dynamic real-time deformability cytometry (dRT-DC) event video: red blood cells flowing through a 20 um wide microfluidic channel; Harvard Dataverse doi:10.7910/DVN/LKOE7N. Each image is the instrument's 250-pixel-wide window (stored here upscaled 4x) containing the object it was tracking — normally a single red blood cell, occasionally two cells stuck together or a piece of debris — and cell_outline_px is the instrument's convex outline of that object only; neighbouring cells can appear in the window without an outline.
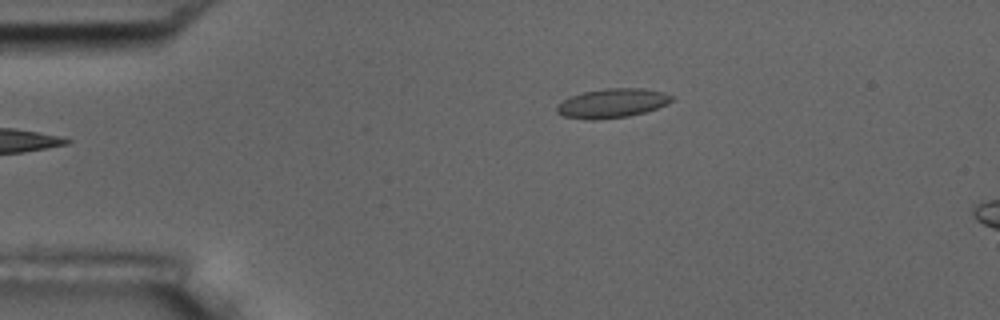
{"species": "common noctule bat (a hibernating species)", "species_latin": "Nyctalus noctula", "temperature_condition": "room temperature", "stored_images_in_passage": 4, "camera_frame_rate_fps": 3000, "um_per_image_px": 0.085, "animal": {"sex": "male", "body_mass_g": 17.5, "forearm_length_mm": 52.3}, "frame": {"image": 1, "passage_image": 4, "time_ms": 4.333, "image_size_px": [1000, 320], "cell_outline_px": [[672, 100], [668, 104], [644, 112], [628, 116], [592, 120], [584, 120], [564, 116], [556, 112], [556, 104], [572, 96], [584, 92], [604, 88], [640, 88], [664, 92], [672, 96]], "centroid_in_image_um": [52.01, 8.77], "position_along_channel_um": 33.0, "area_um2": 19.48}}